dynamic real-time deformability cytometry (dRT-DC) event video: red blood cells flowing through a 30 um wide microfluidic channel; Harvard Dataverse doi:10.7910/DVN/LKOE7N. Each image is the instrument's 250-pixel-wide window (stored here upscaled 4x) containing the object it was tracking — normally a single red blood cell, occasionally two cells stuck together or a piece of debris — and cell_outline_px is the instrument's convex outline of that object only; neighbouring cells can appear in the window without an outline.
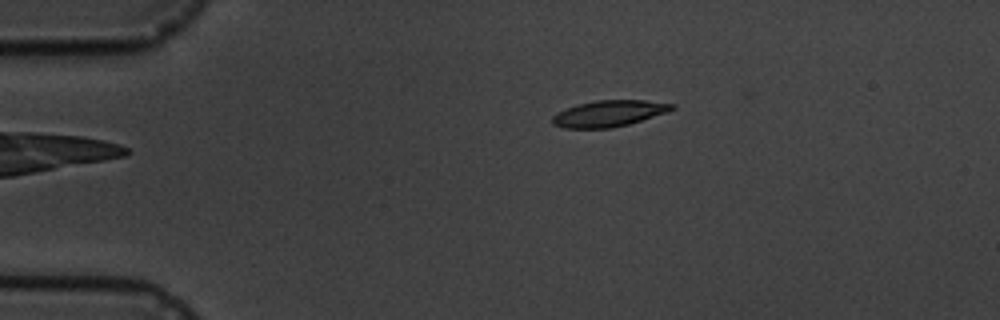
{"species": "common noctule bat (a hibernating species)", "species_latin": "Nyctalus noctula", "temperature_condition": "cold", "stored_images_in_passage": 5, "camera_frame_rate_fps": 3000, "um_per_image_px": 0.085, "animal": {"sex": "male", "body_mass_g": 19.5, "forearm_length_mm": 54.6}, "frame": {"image": 1, "passage_image": 5, "time_ms": 5.333, "image_size_px": [1000, 320], "cell_outline_px": [[676, 108], [668, 112], [628, 124], [612, 128], [564, 128], [552, 124], [552, 116], [556, 112], [580, 104], [596, 100], [644, 100], [676, 104]], "centroid_in_image_um": [51.78, 9.65], "position_along_channel_um": 33.2, "area_um2": 18.26}}